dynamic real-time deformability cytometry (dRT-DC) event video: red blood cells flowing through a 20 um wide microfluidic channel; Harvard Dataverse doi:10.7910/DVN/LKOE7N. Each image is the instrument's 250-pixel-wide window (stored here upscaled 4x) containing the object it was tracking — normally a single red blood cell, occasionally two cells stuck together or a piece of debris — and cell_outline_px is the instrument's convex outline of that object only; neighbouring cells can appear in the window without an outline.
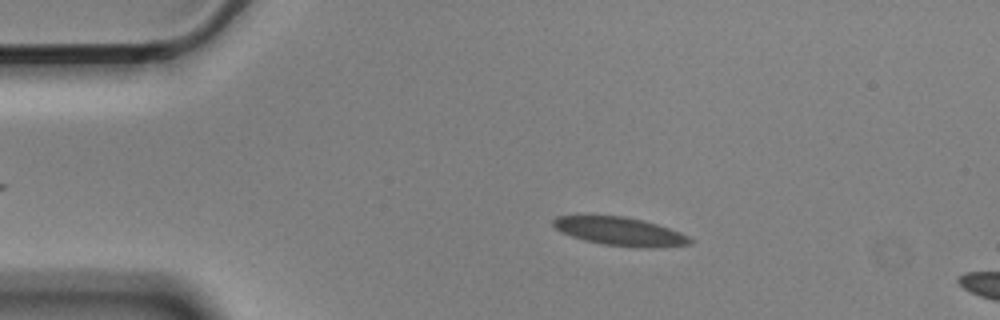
{"species": "Egyptian fruit bat (a non-hibernating species)", "species_latin": "Rousettus aegyptiacus", "temperature_condition": "cold", "stored_images_in_passage": 13, "camera_frame_rate_fps": 3000, "um_per_image_px": 0.085, "animal": {"sex": "male"}, "frame": {"image": 1, "passage_image": 8, "time_ms": 2.333, "image_size_px": [1000, 320], "cell_outline_px": [[692, 244], [664, 248], [636, 248], [600, 244], [584, 240], [560, 232], [552, 224], [552, 220], [556, 216], [624, 216], [656, 224], [680, 232], [688, 236], [692, 240]], "centroid_in_image_um": [52.73, 19.7], "position_along_channel_um": 32.3, "area_um2": 22.77}}